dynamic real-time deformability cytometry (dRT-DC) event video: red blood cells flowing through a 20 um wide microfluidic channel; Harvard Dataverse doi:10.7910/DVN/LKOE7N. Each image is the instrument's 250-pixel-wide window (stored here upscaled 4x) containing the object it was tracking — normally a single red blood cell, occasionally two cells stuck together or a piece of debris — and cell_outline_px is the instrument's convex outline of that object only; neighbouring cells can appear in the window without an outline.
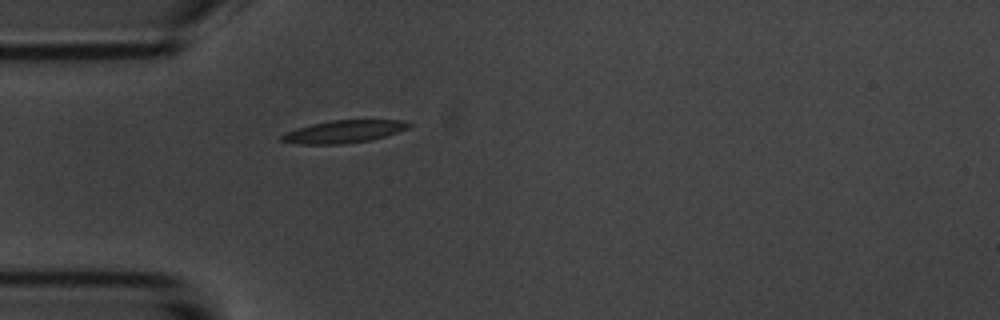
{"species": "common noctule bat (a hibernating species)", "species_latin": "Nyctalus noctula", "temperature_condition": "room temperature", "stored_images_in_passage": 1, "camera_frame_rate_fps": 3000, "um_per_image_px": 0.085, "animal": {"sex": "male", "body_mass_g": 20.1, "forearm_length_mm": 53.5}, "frame": {"image": 1, "passage_image": 1, "time_ms": 0.0, "image_size_px": [1000, 320], "cell_outline_px": [[412, 124], [408, 128], [372, 140], [344, 144], [300, 144], [280, 140], [280, 136], [284, 132], [296, 128], [312, 124], [332, 120], [400, 120]], "centroid_in_image_um": [29.18, 11.19], "position_along_channel_um": 55.8, "area_um2": 16.65}}